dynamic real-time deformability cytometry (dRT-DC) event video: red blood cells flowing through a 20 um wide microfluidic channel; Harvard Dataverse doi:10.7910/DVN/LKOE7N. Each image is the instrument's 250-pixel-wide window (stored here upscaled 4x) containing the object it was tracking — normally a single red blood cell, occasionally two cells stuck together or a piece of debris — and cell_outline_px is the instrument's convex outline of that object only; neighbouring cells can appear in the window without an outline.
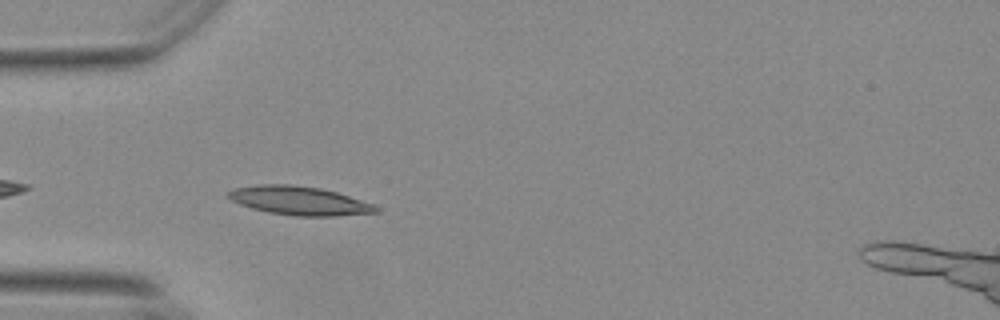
{"species": "Egyptian fruit bat (a non-hibernating species)", "species_latin": "Rousettus aegyptiacus", "temperature_condition": "warm", "stored_images_in_passage": 26, "camera_frame_rate_fps": 3000, "um_per_image_px": 0.085, "animal": {"sex": "female"}, "frame": {"image": 1, "passage_image": 3, "time_ms": 0.667, "image_size_px": [1000, 320], "cell_outline_px": [[380, 212], [336, 216], [296, 216], [268, 212], [252, 208], [240, 204], [232, 200], [228, 196], [228, 192], [236, 188], [260, 184], [292, 184], [320, 188], [336, 192], [372, 204], [380, 208]], "centroid_in_image_um": [25.46, 17.06], "position_along_channel_um": 59.5, "area_um2": 24.51}}
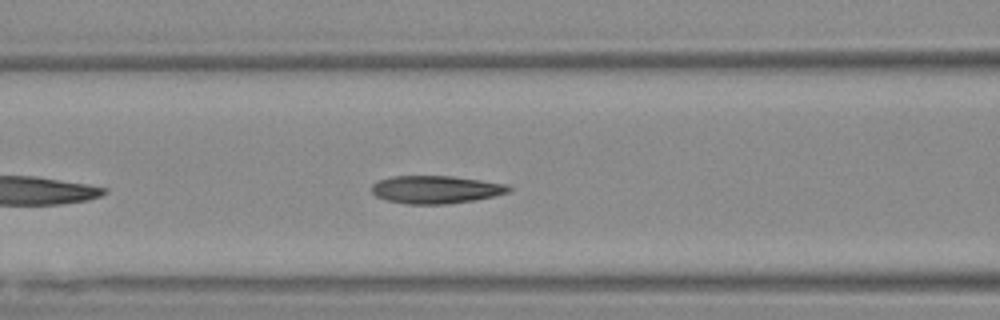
{"frame": {"image": 2, "passage_image": 9, "time_ms": 2.667, "image_size_px": [1000, 320], "cell_outline_px": [[512, 188], [508, 192], [492, 196], [472, 200], [448, 204], [408, 204], [388, 200], [376, 196], [372, 192], [372, 184], [380, 180], [396, 176], [452, 176], [508, 184]], "centroid_in_image_um": [37.05, 16.11], "position_along_channel_um": 129.5, "area_um2": 21.96}}
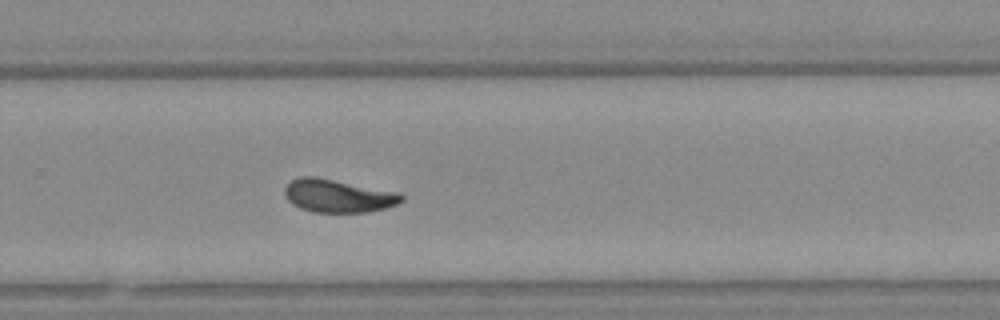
{"frame": {"image": 3, "passage_image": 23, "time_ms": 7.333, "image_size_px": [1000, 320], "cell_outline_px": [[404, 200], [396, 204], [384, 208], [364, 212], [312, 212], [300, 208], [292, 204], [288, 200], [284, 192], [284, 188], [292, 180], [300, 176], [316, 176], [396, 192], [404, 196]], "centroid_in_image_um": [28.69, 16.64], "position_along_channel_um": 301.1, "area_um2": 22.31}}